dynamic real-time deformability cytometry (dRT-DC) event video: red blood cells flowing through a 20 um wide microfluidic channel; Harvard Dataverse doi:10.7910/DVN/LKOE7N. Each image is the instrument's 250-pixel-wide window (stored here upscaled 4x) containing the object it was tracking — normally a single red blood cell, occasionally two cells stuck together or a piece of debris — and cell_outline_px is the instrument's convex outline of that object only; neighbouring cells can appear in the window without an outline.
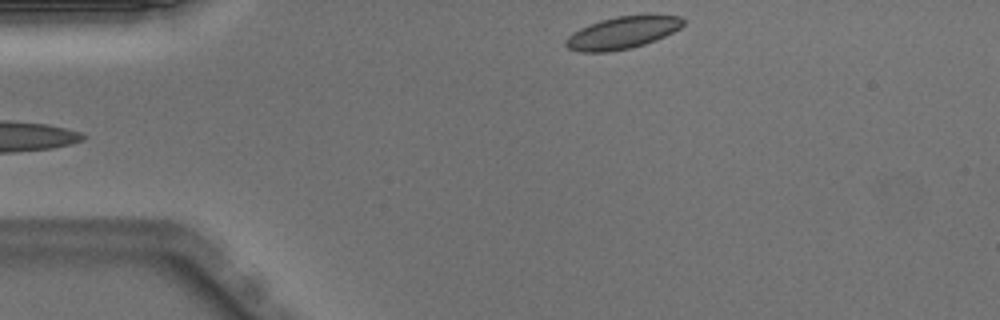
{"species": "Egyptian fruit bat (a non-hibernating species)", "species_latin": "Rousettus aegyptiacus", "temperature_condition": "warm", "stored_images_in_passage": 35, "camera_frame_rate_fps": 3000, "um_per_image_px": 0.085, "animal": {"sex": "male"}, "frame": {"image": 1, "passage_image": 1, "time_ms": 0.0, "image_size_px": [1000, 320], "cell_outline_px": [[684, 24], [680, 28], [656, 40], [632, 48], [608, 52], [580, 52], [568, 48], [564, 44], [564, 40], [572, 32], [588, 24], [600, 20], [616, 16], [680, 16], [684, 20]], "centroid_in_image_um": [52.84, 2.8], "position_along_channel_um": 32.2, "area_um2": 21.91}}
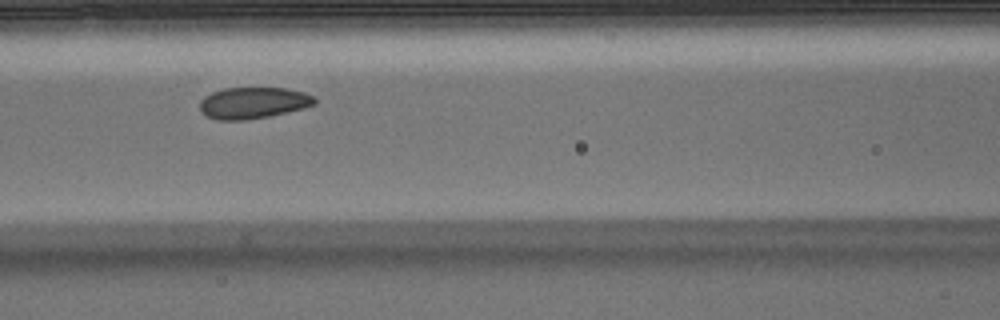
{"frame": {"image": 2, "passage_image": 13, "time_ms": 4.0, "image_size_px": [1000, 320], "cell_outline_px": [[316, 104], [288, 112], [268, 116], [244, 120], [216, 120], [200, 112], [200, 100], [204, 96], [212, 92], [224, 88], [284, 88], [304, 92], [312, 96], [316, 100]], "centroid_in_image_um": [21.49, 8.74], "position_along_channel_um": 145.1, "area_um2": 20.98}}
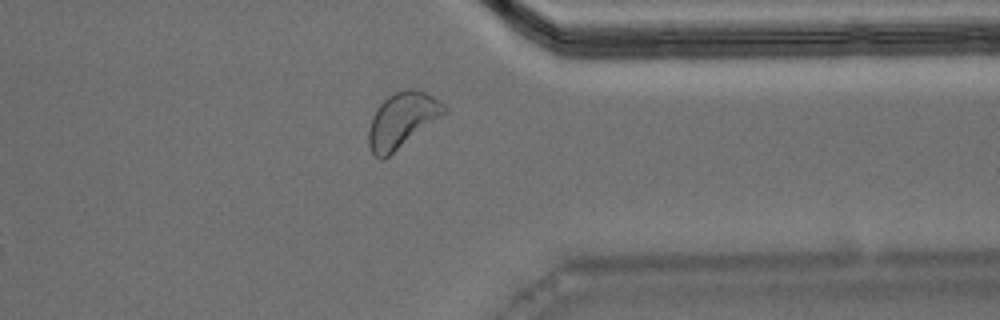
{"frame": {"image": 3, "passage_image": 31, "time_ms": 10.0, "image_size_px": [1000, 320], "cell_outline_px": [[448, 108], [440, 116], [384, 160], [380, 160], [372, 152], [368, 144], [368, 128], [372, 116], [376, 108], [388, 96], [396, 92], [408, 88], [416, 88], [440, 100]], "centroid_in_image_um": [34.13, 10.2], "position_along_channel_um": 377.3, "area_um2": 23.99}, "authors_computed_cell_mechanics": {"area_um2": 21.675, "velocity_mm_per_s": 3.96, "shape_relaxation_time_tau1_ms": 3.3187, "shape_relaxation_time_tau2_ms": 2.9206, "deformation_change_tau1": 0.0797, "deformation_change_tau2": 0.0796}}